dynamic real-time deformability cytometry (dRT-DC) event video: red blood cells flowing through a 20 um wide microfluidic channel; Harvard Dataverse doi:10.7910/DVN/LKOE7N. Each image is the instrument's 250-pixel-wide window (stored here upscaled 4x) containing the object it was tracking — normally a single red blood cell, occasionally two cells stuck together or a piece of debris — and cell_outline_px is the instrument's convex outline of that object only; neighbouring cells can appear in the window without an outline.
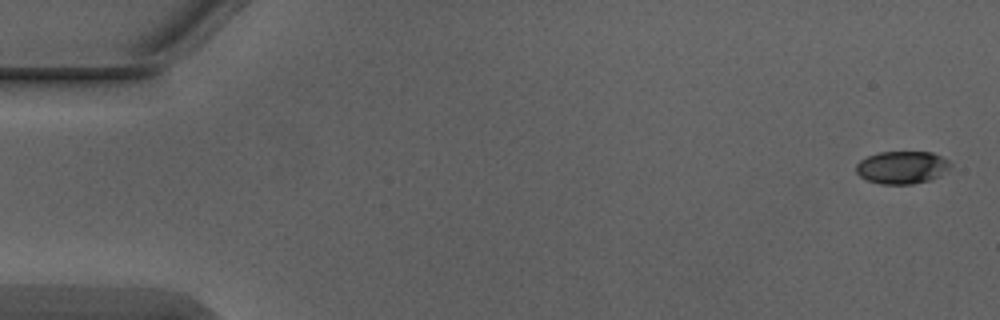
{"species": "Egyptian fruit bat (a non-hibernating species)", "species_latin": "Rousettus aegyptiacus", "temperature_condition": "warm", "stored_images_in_passage": 5, "camera_frame_rate_fps": 3000, "um_per_image_px": 0.085, "animal": {"sex": "male"}, "frame": {"image": 1, "passage_image": 1, "time_ms": 0.0, "image_size_px": [1000, 320], "cell_outline_px": [[952, 164], [948, 172], [940, 176], [928, 180], [912, 184], [880, 184], [868, 180], [860, 176], [856, 172], [856, 164], [860, 160], [868, 156], [880, 152], [932, 152], [948, 160]], "centroid_in_image_um": [76.7, 14.23], "position_along_channel_um": 8.3, "area_um2": 18.03}}
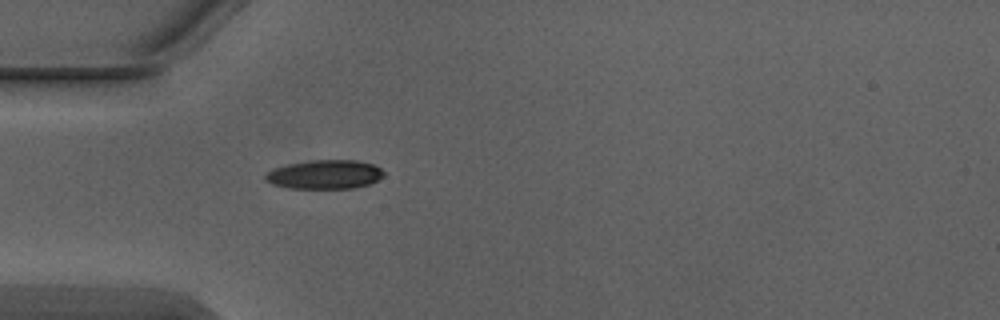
{"frame": {"image": 2, "passage_image": 5, "time_ms": 1.333, "image_size_px": [1000, 320], "cell_outline_px": [[384, 176], [368, 184], [352, 188], [288, 188], [272, 184], [264, 180], [264, 176], [268, 172], [276, 168], [288, 164], [312, 160], [356, 160], [372, 164], [380, 168], [384, 172]], "centroid_in_image_um": [27.6, 14.83], "position_along_channel_um": 57.4, "area_um2": 19.83}}